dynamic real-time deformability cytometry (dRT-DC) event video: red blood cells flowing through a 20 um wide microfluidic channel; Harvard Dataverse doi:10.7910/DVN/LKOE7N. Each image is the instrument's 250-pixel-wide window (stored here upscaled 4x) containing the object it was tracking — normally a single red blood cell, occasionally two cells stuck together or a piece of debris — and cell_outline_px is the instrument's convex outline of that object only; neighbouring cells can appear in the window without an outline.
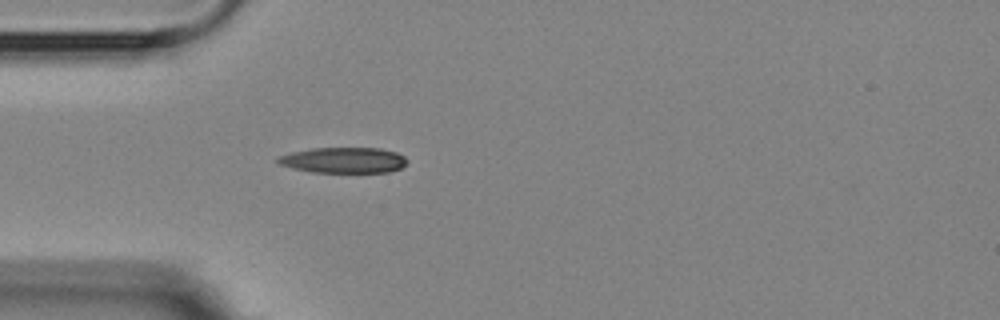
{"species": "Egyptian fruit bat (a non-hibernating species)", "species_latin": "Rousettus aegyptiacus", "temperature_condition": "room temperature", "stored_images_in_passage": 1, "camera_frame_rate_fps": 3000, "um_per_image_px": 0.085, "animal": {"sex": "female"}, "frame": {"image": 1, "passage_image": 1, "time_ms": 0.0, "image_size_px": [1000, 320], "cell_outline_px": [[408, 160], [400, 168], [388, 172], [312, 172], [292, 168], [276, 164], [276, 160], [280, 156], [292, 152], [312, 148], [380, 148], [396, 152], [404, 156]], "centroid_in_image_um": [29.18, 13.61], "position_along_channel_um": 55.8, "area_um2": 19.31}}